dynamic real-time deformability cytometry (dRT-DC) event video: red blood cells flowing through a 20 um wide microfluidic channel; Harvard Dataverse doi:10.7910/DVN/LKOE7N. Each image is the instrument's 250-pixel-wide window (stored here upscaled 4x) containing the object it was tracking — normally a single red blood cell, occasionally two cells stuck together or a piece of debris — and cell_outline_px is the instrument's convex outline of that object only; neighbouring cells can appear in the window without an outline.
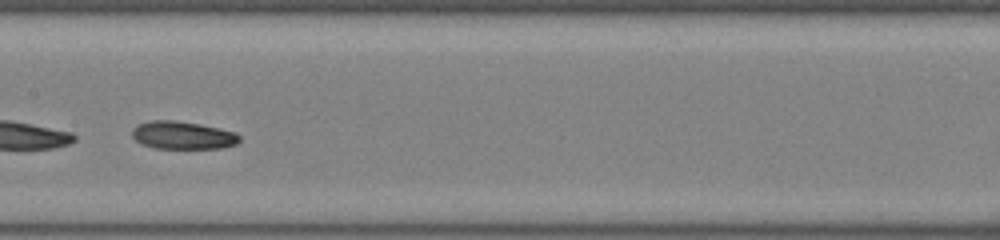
{"species": "common noctule bat (a hibernating species)", "species_latin": "Nyctalus noctula", "temperature_condition": "room temperature", "stored_images_in_passage": 36, "camera_frame_rate_fps": 3000, "um_per_image_px": 0.085, "animal": {"sex": "female", "body_mass_g": 22.0, "forearm_length_mm": 56.7}, "frame": {"image": 1, "passage_image": 16, "time_ms": 5.0, "image_size_px": [1000, 240], "cell_outline_px": [[240, 140], [236, 144], [220, 148], [156, 148], [140, 144], [132, 136], [132, 128], [136, 124], [152, 120], [172, 120], [200, 124], [220, 128], [236, 132], [240, 136]], "centroid_in_image_um": [15.51, 11.49], "position_along_channel_um": 191.9, "area_um2": 17.51}, "authors_computed_cell_mechanics": {"area_um2": 17.1088, "velocity_mm_per_s": 3.9743, "shape_relaxation_time_tau1_ms": 6.586, "shape_relaxation_time_tau2_ms": 2.6442, "deformation_change_tau1": 0.1556, "deformation_change_tau2": 0.0677}}